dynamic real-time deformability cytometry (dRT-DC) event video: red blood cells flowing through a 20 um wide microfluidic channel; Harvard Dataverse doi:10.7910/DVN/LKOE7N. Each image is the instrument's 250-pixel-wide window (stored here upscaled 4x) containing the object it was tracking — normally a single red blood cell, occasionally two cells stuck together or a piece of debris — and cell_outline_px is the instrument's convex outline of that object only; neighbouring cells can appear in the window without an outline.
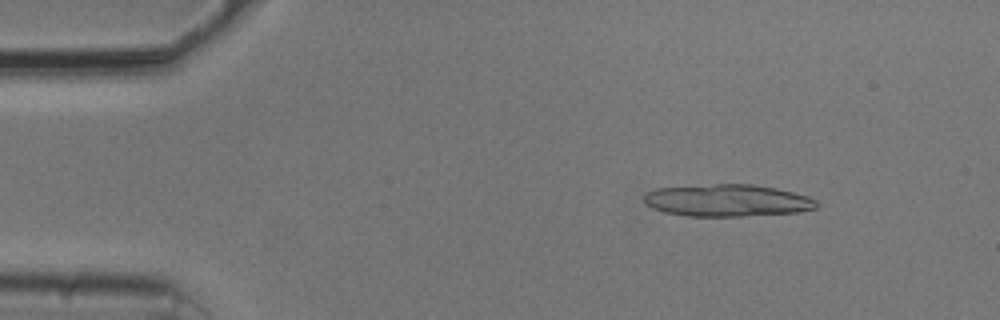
{"species": "common noctule bat (a hibernating species)", "species_latin": "Nyctalus noctula", "temperature_condition": "cold", "stored_images_in_passage": 10, "camera_frame_rate_fps": 3000, "um_per_image_px": 0.085, "animal": {"sex": "male", "body_mass_g": 20.5, "forearm_length_mm": 52.5}, "frame": {"image": 1, "passage_image": 4, "time_ms": 1.0, "image_size_px": [1000, 320], "cell_outline_px": [[816, 208], [796, 212], [740, 216], [684, 216], [664, 212], [652, 208], [644, 200], [644, 196], [648, 192], [656, 188], [716, 184], [752, 184], [776, 188], [808, 196], [816, 200]], "centroid_in_image_um": [61.8, 17.04], "position_along_channel_um": 23.2, "area_um2": 32.08}}